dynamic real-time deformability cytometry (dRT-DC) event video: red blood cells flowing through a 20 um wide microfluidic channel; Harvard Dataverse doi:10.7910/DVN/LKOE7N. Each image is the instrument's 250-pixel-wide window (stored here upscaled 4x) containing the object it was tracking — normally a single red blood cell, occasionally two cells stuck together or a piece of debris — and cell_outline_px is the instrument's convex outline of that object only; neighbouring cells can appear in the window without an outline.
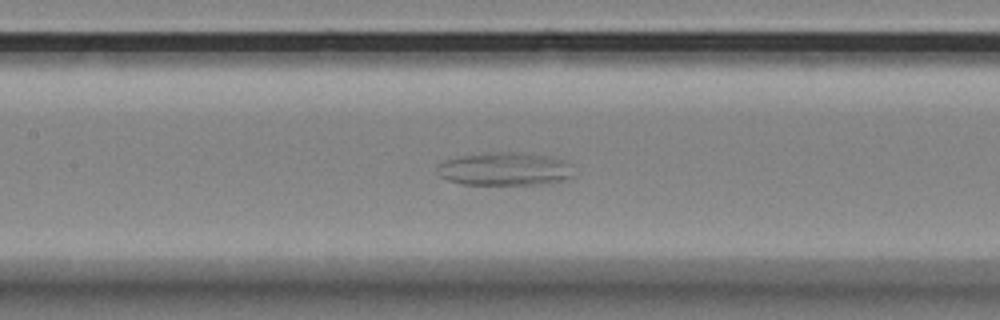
{"species": "Egyptian fruit bat (a non-hibernating species)", "species_latin": "Rousettus aegyptiacus", "temperature_condition": "room temperature", "stored_images_in_passage": 52, "camera_frame_rate_fps": 3000, "um_per_image_px": 0.085, "animal": {"sex": "female"}, "frame": {"image": 1, "passage_image": 18, "time_ms": 5.667, "image_size_px": [1000, 320], "cell_outline_px": [[576, 176], [552, 184], [460, 184], [448, 180], [440, 176], [436, 172], [436, 164], [444, 160], [460, 156], [500, 152], [512, 152], [544, 156], [560, 160], [572, 164]], "centroid_in_image_um": [42.91, 14.39], "position_along_channel_um": 164.5, "area_um2": 26.47}}
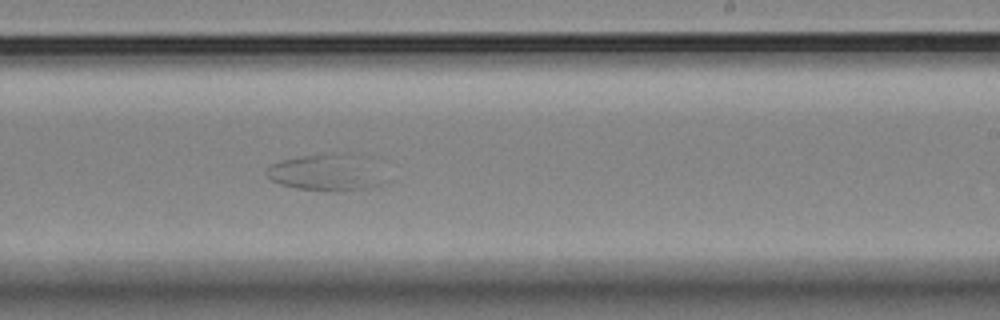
{"frame": {"image": 2, "passage_image": 27, "time_ms": 8.667, "image_size_px": [1000, 320], "cell_outline_px": [[388, 184], [372, 188], [336, 192], [332, 192], [296, 188], [280, 184], [272, 180], [264, 172], [272, 164], [280, 160], [304, 156], [336, 156], [384, 180]], "centroid_in_image_um": [27.38, 14.83], "position_along_channel_um": 261.6, "area_um2": 22.02}}
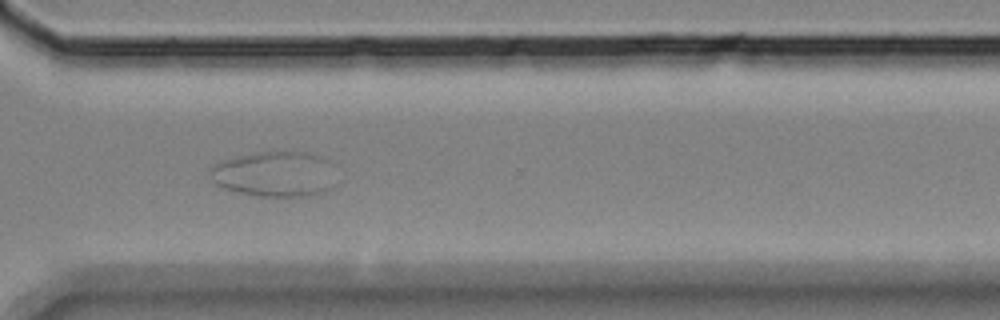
{"frame": {"image": 3, "passage_image": 35, "time_ms": 11.333, "image_size_px": [1000, 320], "cell_outline_px": [[336, 184], [332, 188], [324, 192], [312, 196], [260, 196], [240, 192], [224, 188], [216, 184], [208, 176], [208, 168], [220, 160], [236, 156], [256, 152], [308, 152], [320, 156], [328, 160]], "centroid_in_image_um": [23.32, 14.79], "position_along_channel_um": 347.3, "area_um2": 33.7}}